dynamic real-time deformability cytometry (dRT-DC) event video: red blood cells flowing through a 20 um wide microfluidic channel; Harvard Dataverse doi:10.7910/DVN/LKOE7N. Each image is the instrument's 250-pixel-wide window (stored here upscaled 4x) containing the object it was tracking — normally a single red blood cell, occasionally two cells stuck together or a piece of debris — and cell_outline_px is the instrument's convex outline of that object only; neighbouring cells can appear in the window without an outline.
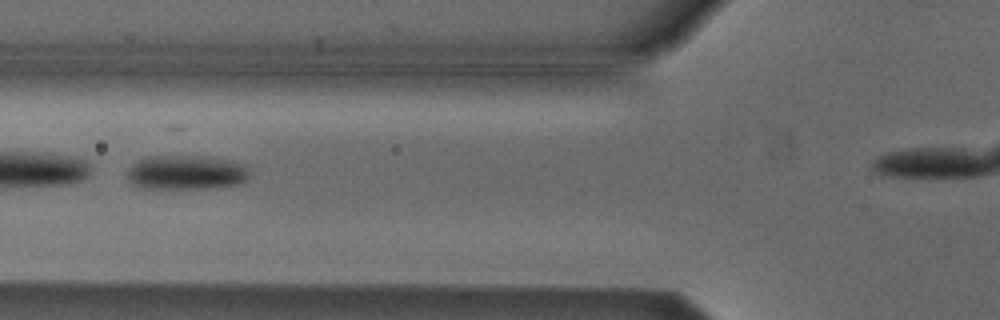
{"species": "Egyptian fruit bat (a non-hibernating species)", "species_latin": "Rousettus aegyptiacus", "temperature_condition": "cold", "stored_images_in_passage": 3, "camera_frame_rate_fps": 3000, "um_per_image_px": 0.085, "animal": {"sex": "male"}, "frame": {"image": 1, "passage_image": 2, "time_ms": 0.333, "image_size_px": [1000, 320], "cell_outline_px": [[248, 176], [244, 180], [236, 184], [204, 188], [140, 188], [132, 184], [128, 180], [128, 168], [132, 164], [148, 156], [204, 156], [228, 160], [244, 164], [248, 168]], "centroid_in_image_um": [15.78, 14.65], "position_along_channel_um": 110.0, "area_um2": 24.28}}